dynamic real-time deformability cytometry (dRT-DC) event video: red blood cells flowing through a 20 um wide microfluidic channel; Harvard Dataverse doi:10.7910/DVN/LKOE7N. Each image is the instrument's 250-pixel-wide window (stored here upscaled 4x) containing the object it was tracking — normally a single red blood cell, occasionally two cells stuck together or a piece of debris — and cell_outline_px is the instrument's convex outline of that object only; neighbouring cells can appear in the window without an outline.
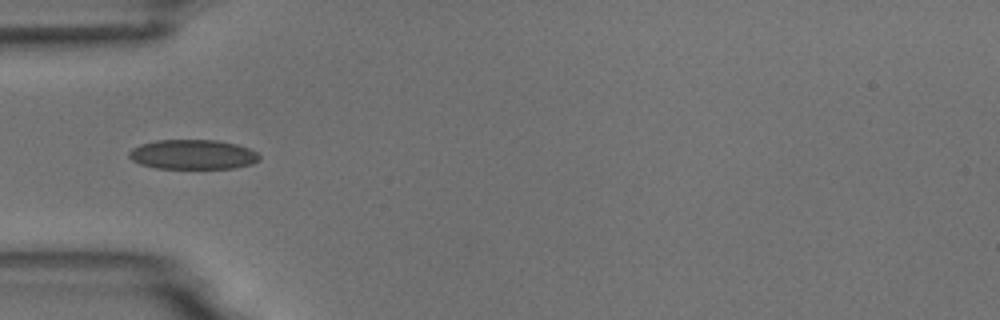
{"species": "common noctule bat (a hibernating species)", "species_latin": "Nyctalus noctula", "temperature_condition": "room temperature", "stored_images_in_passage": 6, "camera_frame_rate_fps": 3000, "um_per_image_px": 0.085, "animal": {"sex": "male", "body_mass_g": 18.8}, "frame": {"image": 1, "passage_image": 4, "time_ms": 3.333, "image_size_px": [1000, 320], "cell_outline_px": [[260, 160], [252, 164], [236, 168], [156, 168], [140, 164], [132, 160], [128, 156], [128, 152], [132, 148], [140, 144], [156, 140], [216, 140], [236, 144], [248, 148], [256, 152], [260, 156]], "centroid_in_image_um": [16.38, 13.13], "position_along_channel_um": 68.6, "area_um2": 22.6}}